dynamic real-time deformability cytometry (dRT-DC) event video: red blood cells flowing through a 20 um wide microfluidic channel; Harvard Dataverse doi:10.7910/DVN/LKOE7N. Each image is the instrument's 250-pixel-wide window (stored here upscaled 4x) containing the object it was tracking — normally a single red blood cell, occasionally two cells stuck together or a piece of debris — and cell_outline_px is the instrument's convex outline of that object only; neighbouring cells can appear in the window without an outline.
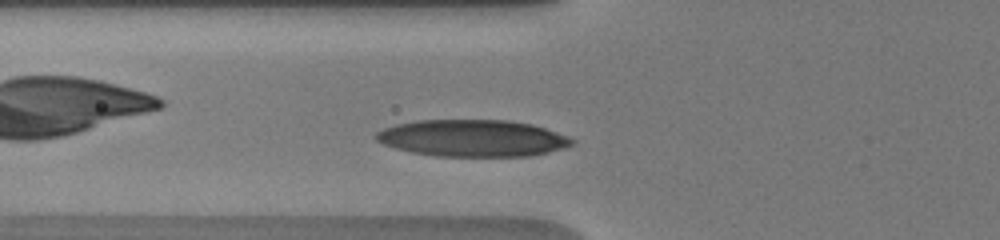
{"species": "human", "species_latin": "Homo sapiens", "temperature_condition": "warm", "stored_images_in_passage": 4, "camera_frame_rate_fps": 3000, "um_per_image_px": 0.085, "donor": {"sex": "male"}, "frame": {"image": 1, "passage_image": 3, "time_ms": 1.0, "image_size_px": [1000, 240], "cell_outline_px": [[576, 144], [564, 148], [548, 152], [528, 156], [436, 156], [412, 152], [396, 148], [384, 144], [376, 140], [372, 136], [376, 132], [384, 128], [396, 124], [416, 120], [508, 120], [532, 124], [568, 136], [576, 140]], "centroid_in_image_um": [40.17, 11.74], "position_along_channel_um": 85.6, "area_um2": 42.19}}